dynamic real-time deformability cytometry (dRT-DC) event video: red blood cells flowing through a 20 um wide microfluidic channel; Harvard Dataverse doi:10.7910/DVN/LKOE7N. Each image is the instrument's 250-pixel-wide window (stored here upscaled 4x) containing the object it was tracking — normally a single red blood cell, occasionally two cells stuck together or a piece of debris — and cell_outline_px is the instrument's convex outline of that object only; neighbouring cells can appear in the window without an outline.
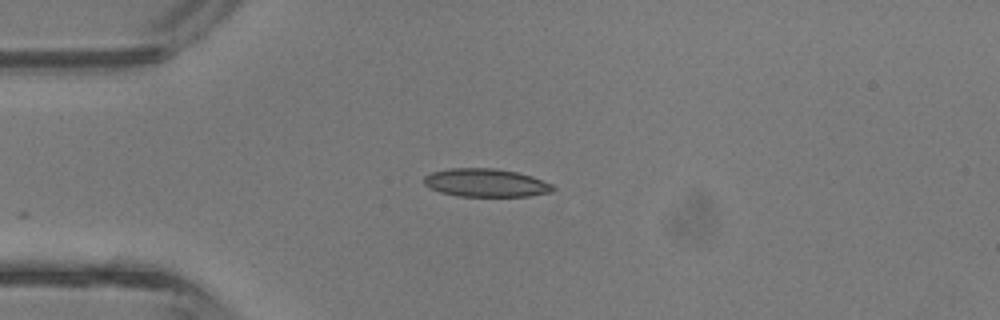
{"species": "common noctule bat (a hibernating species)", "species_latin": "Nyctalus noctula", "temperature_condition": "room temperature", "stored_images_in_passage": 13, "camera_frame_rate_fps": 3000, "um_per_image_px": 0.085, "animal": {"sex": "male", "body_mass_g": 13.3}, "frame": {"image": 1, "passage_image": 1, "time_ms": 0.0, "image_size_px": [1000, 320], "cell_outline_px": [[556, 188], [552, 192], [528, 196], [456, 196], [440, 192], [424, 184], [424, 176], [432, 172], [448, 168], [496, 168], [516, 172], [532, 176], [552, 184]], "centroid_in_image_um": [41.31, 15.53], "position_along_channel_um": 43.7, "area_um2": 21.21}}
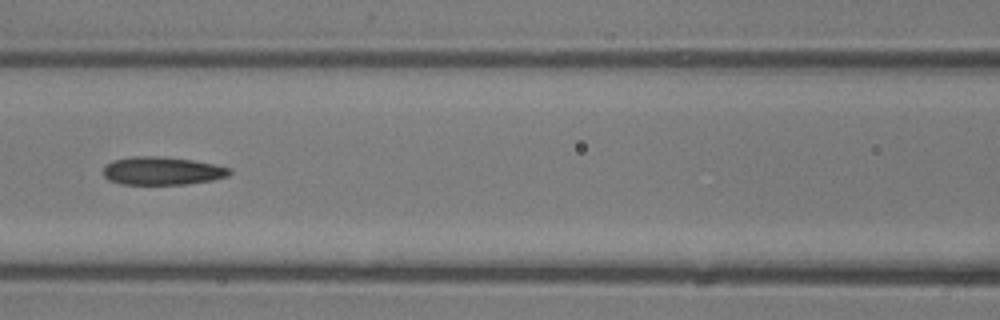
{"frame": {"image": 2, "passage_image": 9, "time_ms": 2.667, "image_size_px": [1000, 320], "cell_outline_px": [[232, 172], [228, 176], [212, 180], [188, 184], [120, 184], [108, 180], [104, 176], [104, 168], [112, 160], [132, 156], [156, 156], [192, 160], [216, 164], [232, 168]], "centroid_in_image_um": [13.81, 14.52], "position_along_channel_um": 152.8, "area_um2": 20.75}}
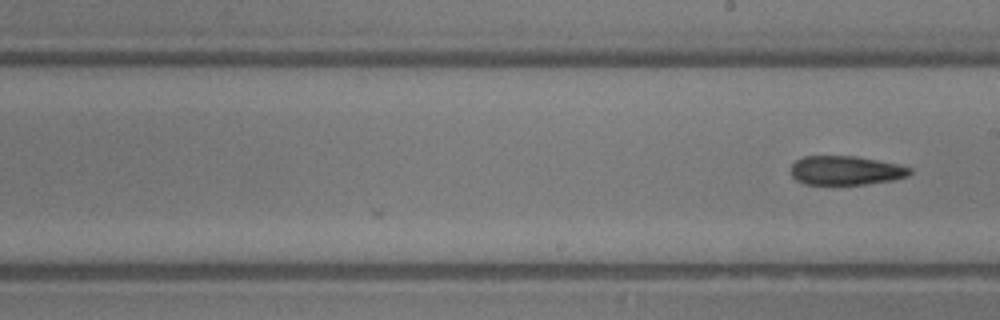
{"frame": {"image": 3, "passage_image": 13, "time_ms": 4.0, "image_size_px": [1000, 320], "cell_outline_px": [[912, 172], [908, 176], [892, 180], [864, 184], [804, 184], [796, 180], [792, 176], [792, 164], [796, 160], [804, 156], [856, 156], [900, 164], [912, 168]], "centroid_in_image_um": [71.91, 14.48], "position_along_channel_um": 217.1, "area_um2": 20.17}}